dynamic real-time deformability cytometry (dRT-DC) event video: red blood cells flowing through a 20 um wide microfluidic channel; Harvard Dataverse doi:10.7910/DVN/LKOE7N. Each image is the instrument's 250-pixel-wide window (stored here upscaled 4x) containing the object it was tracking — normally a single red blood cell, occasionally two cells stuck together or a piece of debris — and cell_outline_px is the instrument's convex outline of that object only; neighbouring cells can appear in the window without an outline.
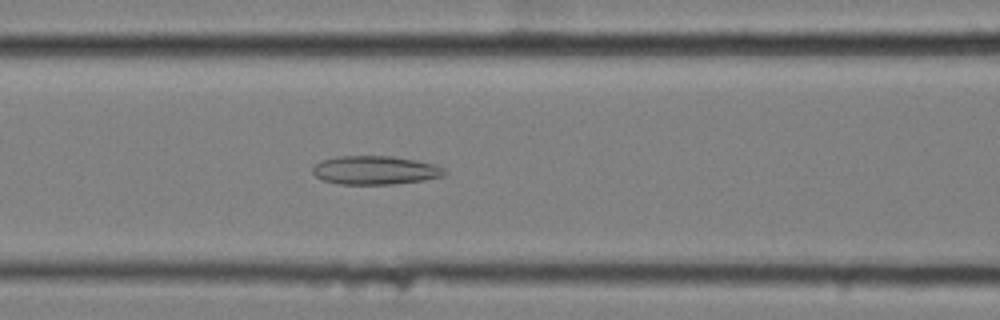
{"species": "common noctule bat (a hibernating species)", "species_latin": "Nyctalus noctula", "temperature_condition": "cold", "stored_images_in_passage": 57, "camera_frame_rate_fps": 3000, "um_per_image_px": 0.085, "animal": {"sex": "female", "body_mass_g": 25.1}, "frame": {"image": 1, "passage_image": 24, "time_ms": 7.667, "image_size_px": [1000, 320], "cell_outline_px": [[448, 172], [444, 176], [424, 180], [396, 184], [340, 184], [320, 180], [312, 172], [312, 168], [320, 160], [336, 156], [392, 156], [436, 164], [444, 168]], "centroid_in_image_um": [31.89, 14.47], "position_along_channel_um": 134.7, "area_um2": 22.25}}
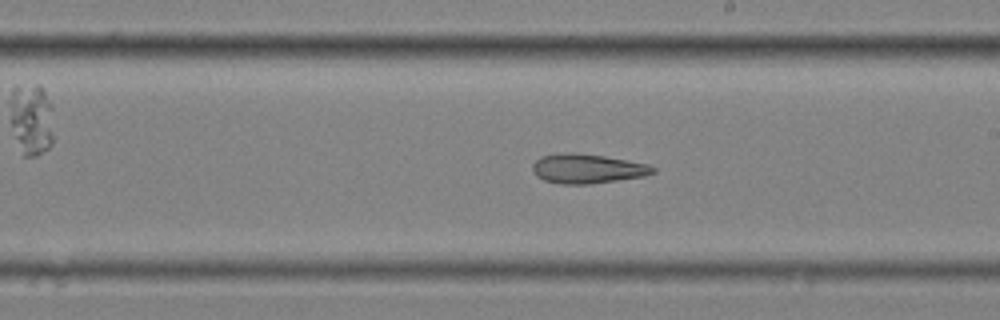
{"frame": {"image": 2, "passage_image": 33, "time_ms": 10.667, "image_size_px": [1000, 320], "cell_outline_px": [[656, 172], [644, 176], [592, 184], [564, 184], [544, 180], [536, 176], [532, 168], [532, 164], [540, 156], [564, 152], [576, 152], [604, 156], [648, 164], [656, 168]], "centroid_in_image_um": [49.91, 14.33], "position_along_channel_um": 239.1, "area_um2": 20.75}}
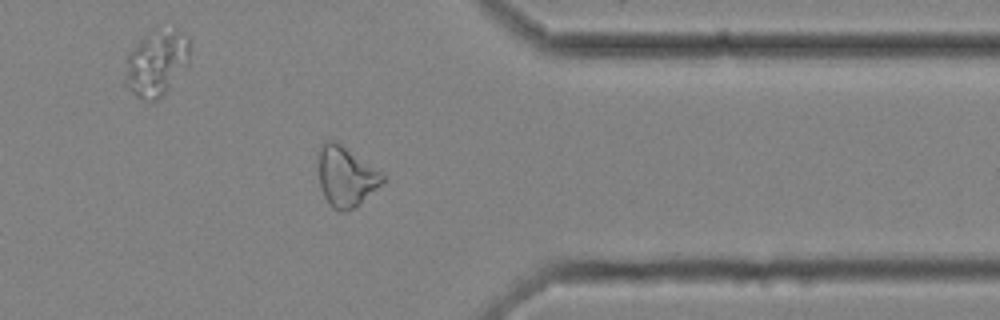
{"frame": {"image": 3, "passage_image": 46, "time_ms": 15.0, "image_size_px": [1000, 320], "cell_outline_px": [[384, 180], [360, 204], [348, 212], [336, 212], [332, 208], [324, 196], [320, 188], [316, 152], [324, 140], [336, 140], [380, 172], [384, 176]], "centroid_in_image_um": [29.32, 15.0], "position_along_channel_um": 382.1, "area_um2": 22.72}, "authors_computed_cell_mechanics": {"area_um2": 25.0852, "velocity_mm_per_s": 3.4857, "shape_relaxation_time_tau1_ms": null, "shape_relaxation_time_tau2_ms": 9.2396, "deformation_change_tau1": null, "deformation_change_tau2": 0.1964}}